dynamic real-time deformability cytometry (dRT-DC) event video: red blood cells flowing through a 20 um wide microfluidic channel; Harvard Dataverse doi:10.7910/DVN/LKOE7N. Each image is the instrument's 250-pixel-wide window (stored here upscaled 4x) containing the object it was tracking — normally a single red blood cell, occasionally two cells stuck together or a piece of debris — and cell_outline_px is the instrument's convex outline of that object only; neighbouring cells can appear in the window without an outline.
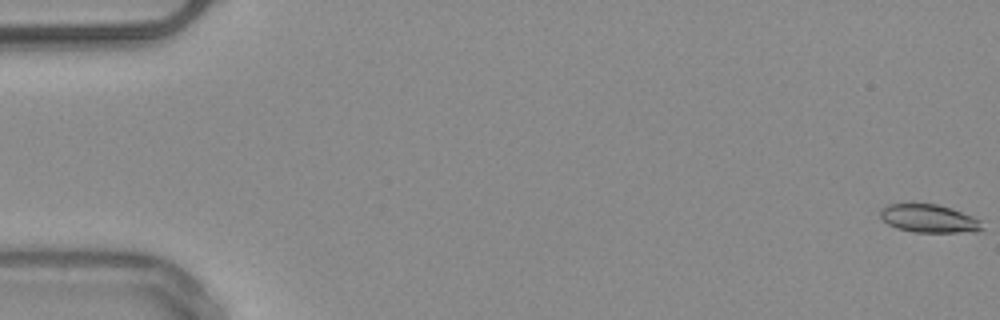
{"species": "common noctule bat (a hibernating species)", "species_latin": "Nyctalus noctula", "temperature_condition": "warm", "stored_images_in_passage": 52, "camera_frame_rate_fps": 3000, "um_per_image_px": 0.085, "animal": {"sex": "male", "body_mass_g": 20.4}, "frame": {"image": 1, "passage_image": 1, "time_ms": 0.0, "image_size_px": [1000, 320], "cell_outline_px": [[984, 228], [980, 232], [912, 232], [896, 228], [888, 224], [880, 216], [880, 208], [888, 204], [936, 204], [952, 208], [972, 216], [980, 220]], "centroid_in_image_um": [78.98, 18.58], "position_along_channel_um": 6.0, "area_um2": 16.82}}
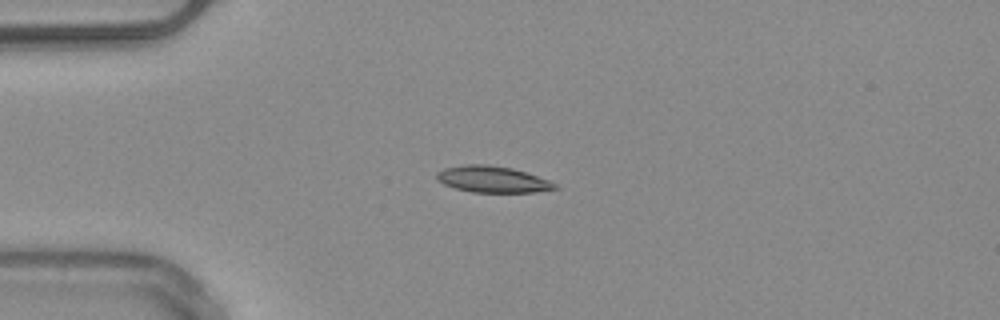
{"frame": {"image": 2, "passage_image": 14, "time_ms": 4.333, "image_size_px": [1000, 320], "cell_outline_px": [[560, 188], [532, 192], [472, 192], [456, 188], [444, 184], [436, 180], [436, 172], [444, 168], [464, 164], [488, 164], [512, 168], [548, 180], [556, 184]], "centroid_in_image_um": [41.82, 15.23], "position_along_channel_um": 43.2, "area_um2": 18.09}}
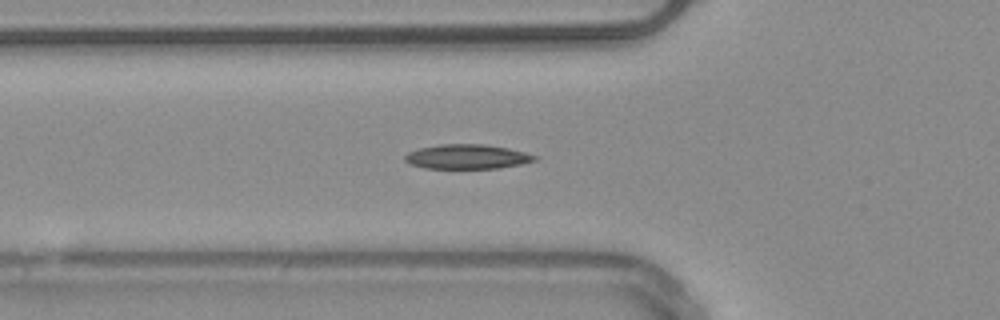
{"frame": {"image": 3, "passage_image": 19, "time_ms": 6.0, "image_size_px": [1000, 320], "cell_outline_px": [[540, 156], [536, 160], [520, 164], [500, 168], [424, 168], [408, 164], [404, 160], [404, 156], [408, 152], [420, 148], [440, 144], [484, 144], [508, 148]], "centroid_in_image_um": [39.69, 13.32], "position_along_channel_um": 86.1, "area_um2": 18.61}}